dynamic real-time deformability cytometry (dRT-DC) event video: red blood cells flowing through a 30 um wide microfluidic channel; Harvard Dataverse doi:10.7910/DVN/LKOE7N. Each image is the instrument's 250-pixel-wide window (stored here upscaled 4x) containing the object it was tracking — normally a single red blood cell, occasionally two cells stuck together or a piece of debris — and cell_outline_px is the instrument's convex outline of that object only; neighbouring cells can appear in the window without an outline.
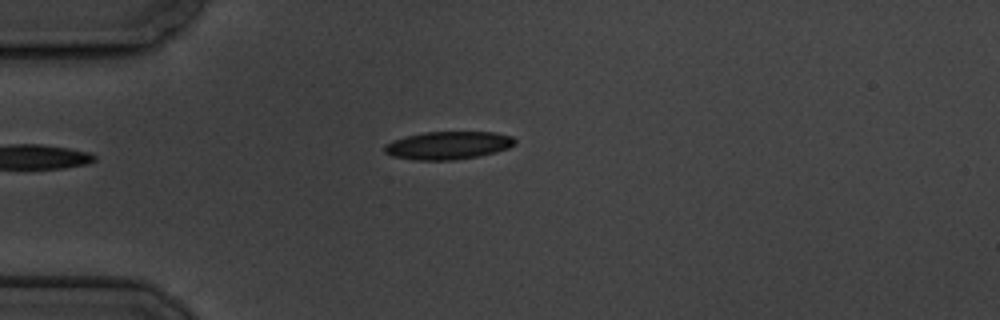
{"species": "common noctule bat (a hibernating species)", "species_latin": "Nyctalus noctula", "temperature_condition": "cold", "stored_images_in_passage": 5, "camera_frame_rate_fps": 3000, "um_per_image_px": 0.085, "animal": {"sex": "male", "body_mass_g": 19.5, "forearm_length_mm": 54.6}, "frame": {"image": 1, "passage_image": 1, "time_ms": 0.0, "image_size_px": [1000, 320], "cell_outline_px": [[516, 144], [508, 148], [496, 152], [456, 160], [412, 160], [392, 156], [384, 152], [384, 144], [392, 140], [424, 132], [496, 132], [512, 136], [516, 140]], "centroid_in_image_um": [38.08, 12.36], "position_along_channel_um": 46.9, "area_um2": 21.33}}
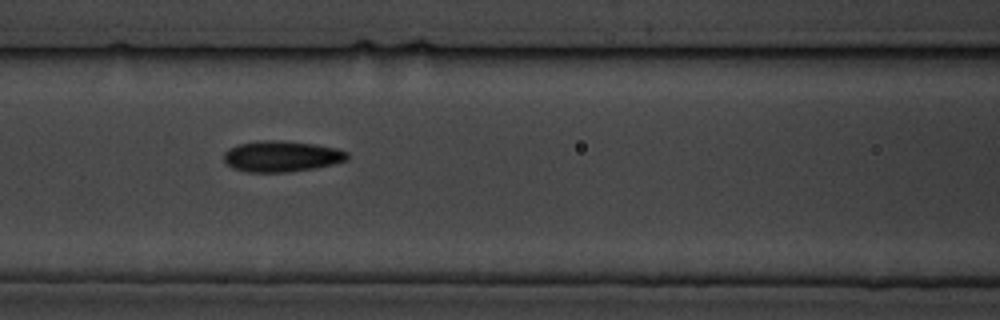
{"frame": {"image": 2, "passage_image": 4, "time_ms": 3.333, "image_size_px": [1000, 320], "cell_outline_px": [[348, 160], [316, 168], [288, 172], [244, 172], [232, 168], [224, 160], [224, 152], [228, 148], [240, 144], [260, 140], [276, 140], [316, 144], [336, 148], [348, 152]], "centroid_in_image_um": [23.93, 13.29], "position_along_channel_um": 142.7, "area_um2": 22.37}}
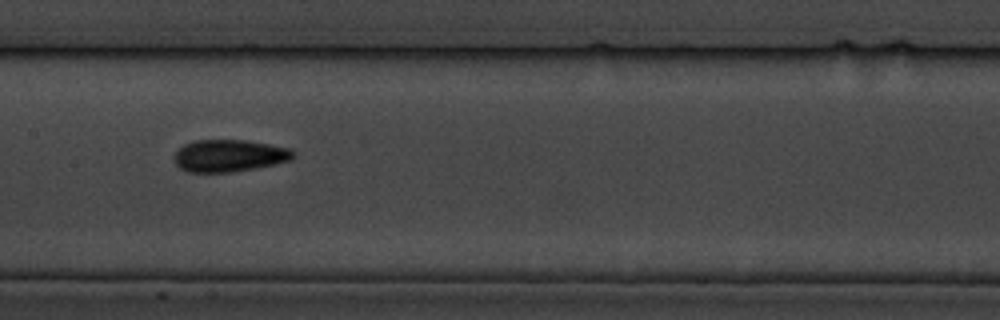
{"frame": {"image": 3, "passage_image": 5, "time_ms": 4.667, "image_size_px": [1000, 320], "cell_outline_px": [[296, 156], [292, 160], [256, 168], [232, 172], [188, 172], [180, 168], [176, 164], [172, 156], [184, 144], [196, 140], [244, 140], [268, 144], [288, 148], [296, 152]], "centroid_in_image_um": [19.49, 13.24], "position_along_channel_um": 187.9, "area_um2": 22.37}}